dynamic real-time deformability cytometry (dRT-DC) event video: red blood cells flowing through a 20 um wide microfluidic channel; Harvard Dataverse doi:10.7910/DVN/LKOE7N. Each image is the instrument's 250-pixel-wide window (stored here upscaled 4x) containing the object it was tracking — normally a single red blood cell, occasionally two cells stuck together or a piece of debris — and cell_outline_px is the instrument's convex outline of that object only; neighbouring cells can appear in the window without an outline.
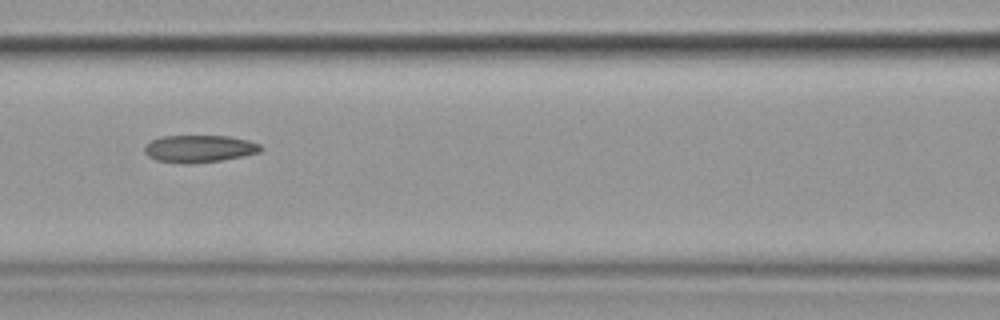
{"species": "common noctule bat (a hibernating species)", "species_latin": "Nyctalus noctula", "temperature_condition": "cold", "stored_images_in_passage": 13, "camera_frame_rate_fps": 3000, "um_per_image_px": 0.085, "animal": {"sex": "female", "body_mass_g": 19.9}, "frame": {"image": 1, "passage_image": 4, "time_ms": 4.333, "image_size_px": [1000, 320], "cell_outline_px": [[264, 148], [260, 152], [244, 156], [220, 160], [188, 164], [156, 160], [148, 156], [144, 152], [144, 144], [160, 136], [228, 136], [248, 140], [260, 144]], "centroid_in_image_um": [16.93, 12.63], "position_along_channel_um": 149.7, "area_um2": 18.55}}
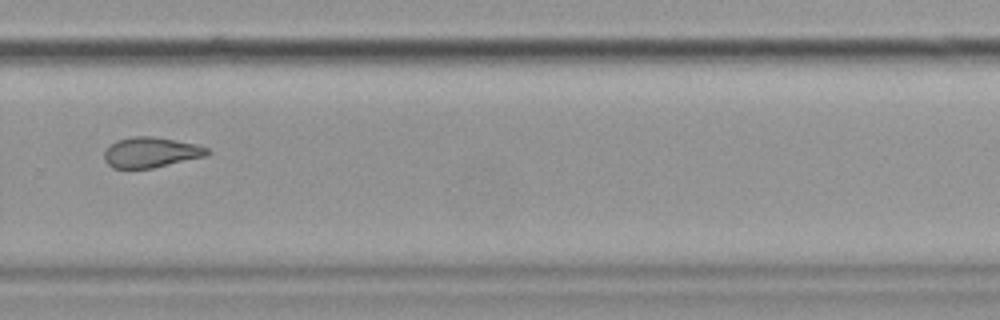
{"frame": {"image": 2, "passage_image": 8, "time_ms": 9.0, "image_size_px": [1000, 320], "cell_outline_px": [[212, 152], [204, 156], [152, 168], [112, 168], [104, 160], [104, 152], [116, 140], [132, 136], [152, 136], [176, 140], [196, 144], [208, 148]], "centroid_in_image_um": [12.82, 12.94], "position_along_channel_um": 317.0, "area_um2": 18.09}}
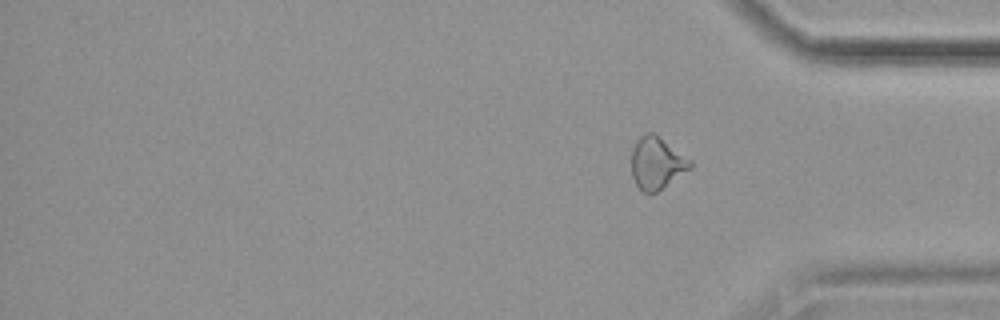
{"frame": {"image": 3, "passage_image": 13, "time_ms": 15.667, "image_size_px": [1000, 320], "cell_outline_px": [[692, 168], [656, 192], [644, 192], [636, 184], [632, 176], [632, 148], [636, 140], [640, 136], [648, 132], [652, 132], [692, 160]], "centroid_in_image_um": [55.83, 13.85], "position_along_channel_um": 379.4, "area_um2": 17.63}, "authors_computed_cell_mechanics": {"area_um2": 18.5538, "velocity_mm_per_s": 3.5799, "shape_relaxation_time_tau1_ms": null, "shape_relaxation_time_tau2_ms": 11.1599, "deformation_change_tau1": null, "deformation_change_tau2": 0.2121}}